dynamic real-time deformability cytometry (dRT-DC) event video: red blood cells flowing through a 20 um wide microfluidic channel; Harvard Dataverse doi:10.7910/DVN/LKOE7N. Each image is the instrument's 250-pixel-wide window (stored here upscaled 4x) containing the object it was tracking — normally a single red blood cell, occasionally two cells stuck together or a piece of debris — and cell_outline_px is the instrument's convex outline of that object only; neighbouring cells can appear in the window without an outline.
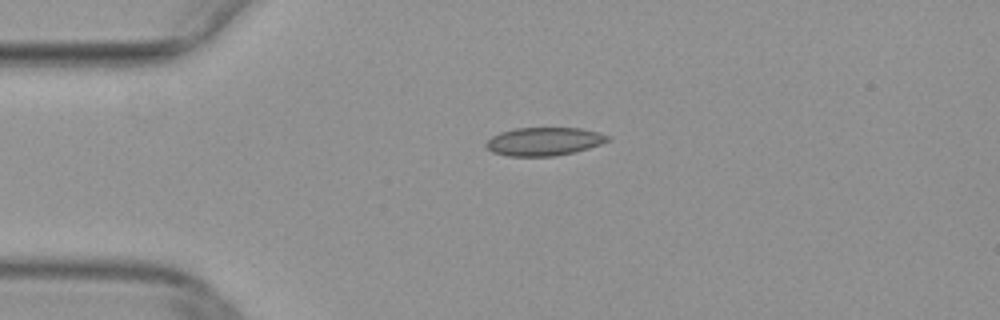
{"species": "common noctule bat (a hibernating species)", "species_latin": "Nyctalus noctula", "temperature_condition": "warm", "stored_images_in_passage": 22, "camera_frame_rate_fps": 3000, "um_per_image_px": 0.085, "animal": {"sex": "female", "body_mass_g": 29.2, "forearm_length_mm": 56.3}, "frame": {"image": 1, "passage_image": 1, "time_ms": 0.0, "image_size_px": [1000, 320], "cell_outline_px": [[612, 140], [588, 148], [572, 152], [552, 156], [508, 156], [492, 152], [484, 148], [484, 144], [492, 136], [500, 132], [516, 128], [580, 128], [612, 136]], "centroid_in_image_um": [46.22, 12.02], "position_along_channel_um": 38.8, "area_um2": 20.06}}
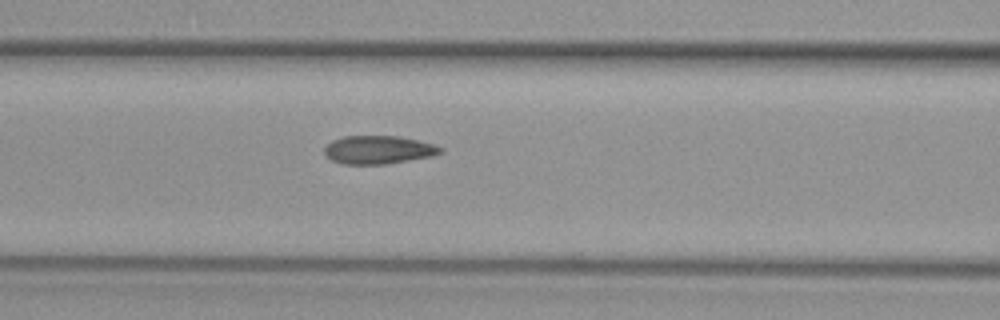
{"frame": {"image": 2, "passage_image": 10, "time_ms": 3.0, "image_size_px": [1000, 320], "cell_outline_px": [[444, 152], [432, 156], [384, 164], [344, 164], [332, 160], [324, 152], [324, 148], [332, 140], [344, 136], [396, 136], [416, 140], [432, 144], [444, 148]], "centroid_in_image_um": [32.17, 12.73], "position_along_channel_um": 134.4, "area_um2": 18.9}}
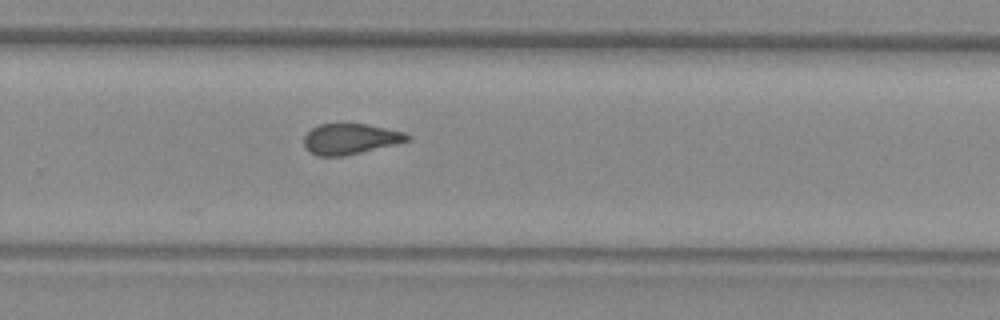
{"frame": {"image": 3, "passage_image": 22, "time_ms": 7.0, "image_size_px": [1000, 320], "cell_outline_px": [[412, 136], [408, 140], [396, 144], [344, 156], [316, 156], [304, 148], [304, 136], [312, 128], [320, 124], [364, 124], [404, 132]], "centroid_in_image_um": [29.74, 11.82], "position_along_channel_um": 300.1, "area_um2": 18.32}}